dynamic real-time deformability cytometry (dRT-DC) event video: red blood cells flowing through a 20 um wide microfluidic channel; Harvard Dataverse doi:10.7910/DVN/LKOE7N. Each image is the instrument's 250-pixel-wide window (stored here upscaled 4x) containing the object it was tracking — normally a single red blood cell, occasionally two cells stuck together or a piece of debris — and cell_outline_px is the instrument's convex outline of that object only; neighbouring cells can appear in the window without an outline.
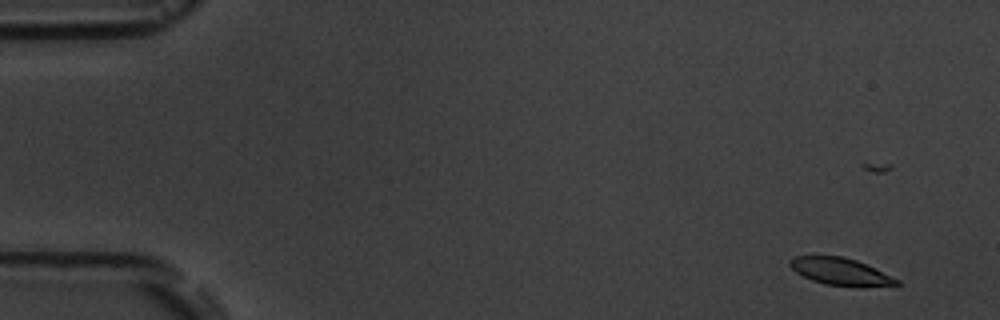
{"species": "common noctule bat (a hibernating species)", "species_latin": "Nyctalus noctula", "temperature_condition": "room temperature", "stored_images_in_passage": 5, "camera_frame_rate_fps": 3000, "um_per_image_px": 0.085, "animal": {"sex": "male", "body_mass_g": 19.5, "forearm_length_mm": 54.6}, "frame": {"image": 1, "passage_image": 1, "time_ms": 0.0, "image_size_px": [1000, 320], "cell_outline_px": [[900, 284], [864, 288], [856, 288], [824, 284], [812, 280], [796, 272], [788, 264], [788, 260], [792, 256], [840, 256], [856, 260], [900, 280]], "centroid_in_image_um": [71.44, 23.11], "position_along_channel_um": 13.6, "area_um2": 17.11}}
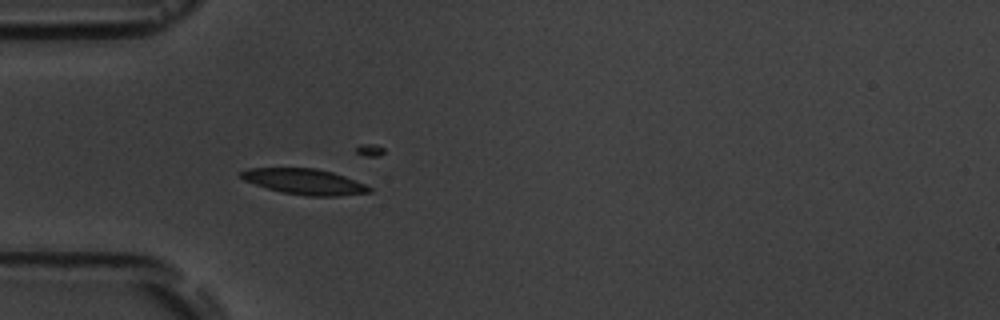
{"frame": {"image": 2, "passage_image": 5, "time_ms": 4.667, "image_size_px": [1000, 320], "cell_outline_px": [[372, 192], [340, 196], [308, 196], [280, 192], [244, 180], [240, 176], [240, 172], [248, 168], [316, 168], [332, 172], [344, 176], [364, 184], [372, 188]], "centroid_in_image_um": [25.89, 15.44], "position_along_channel_um": 59.1, "area_um2": 19.07}}